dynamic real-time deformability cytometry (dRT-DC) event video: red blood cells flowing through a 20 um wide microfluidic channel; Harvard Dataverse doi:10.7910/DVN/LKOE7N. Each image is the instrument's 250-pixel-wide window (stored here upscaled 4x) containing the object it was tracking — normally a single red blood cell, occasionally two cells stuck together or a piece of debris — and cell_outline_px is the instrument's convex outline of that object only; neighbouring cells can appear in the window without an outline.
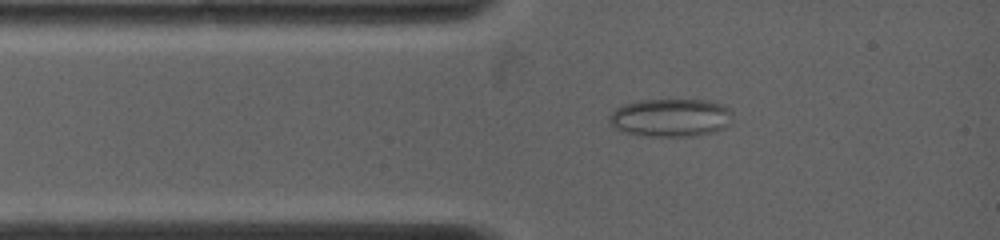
{"species": "common noctule bat (a hibernating species)", "species_latin": "Nyctalus noctula", "temperature_condition": "warm", "stored_images_in_passage": 68, "camera_frame_rate_fps": 5000, "um_per_image_px": 0.085, "animal": {"sex": "female", "body_mass_g": 19.0, "forearm_length_mm": 53.3}, "frame": {"image": 1, "passage_image": 8, "time_ms": 1.4, "image_size_px": [1000, 240], "cell_outline_px": [[732, 116], [728, 124], [724, 128], [716, 132], [696, 136], [656, 136], [628, 132], [616, 128], [612, 124], [608, 116], [616, 108], [624, 104], [640, 100], [704, 100], [724, 104], [732, 108]], "centroid_in_image_um": [57.08, 9.99], "position_along_channel_um": 27.9, "area_um2": 27.28}}
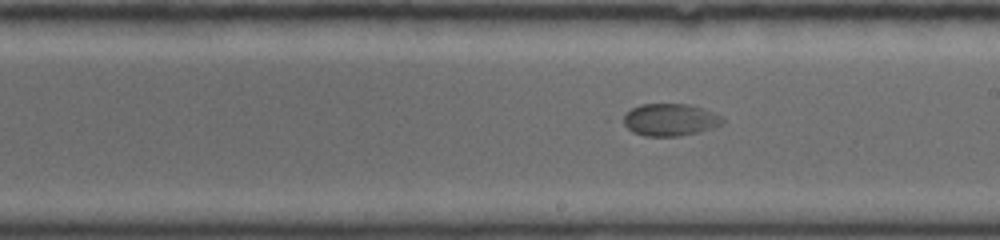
{"frame": {"image": 2, "passage_image": 35, "time_ms": 6.8, "image_size_px": [1000, 240], "cell_outline_px": [[724, 124], [696, 132], [676, 136], [648, 136], [632, 132], [616, 120], [632, 108], [640, 104], [688, 104], [716, 112], [724, 120]], "centroid_in_image_um": [56.87, 10.17], "position_along_channel_um": 232.1, "area_um2": 18.9}}
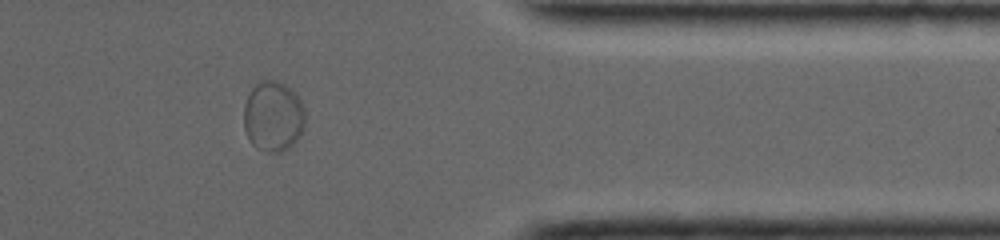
{"frame": {"image": 3, "passage_image": 57, "time_ms": 11.2, "image_size_px": [1000, 240], "cell_outline_px": [[304, 128], [296, 140], [288, 148], [280, 152], [268, 152], [256, 148], [248, 140], [244, 128], [244, 104], [252, 88], [260, 80], [276, 80], [292, 88], [300, 100], [304, 108]], "centroid_in_image_um": [23.21, 9.88], "position_along_channel_um": 388.2, "area_um2": 25.32}}